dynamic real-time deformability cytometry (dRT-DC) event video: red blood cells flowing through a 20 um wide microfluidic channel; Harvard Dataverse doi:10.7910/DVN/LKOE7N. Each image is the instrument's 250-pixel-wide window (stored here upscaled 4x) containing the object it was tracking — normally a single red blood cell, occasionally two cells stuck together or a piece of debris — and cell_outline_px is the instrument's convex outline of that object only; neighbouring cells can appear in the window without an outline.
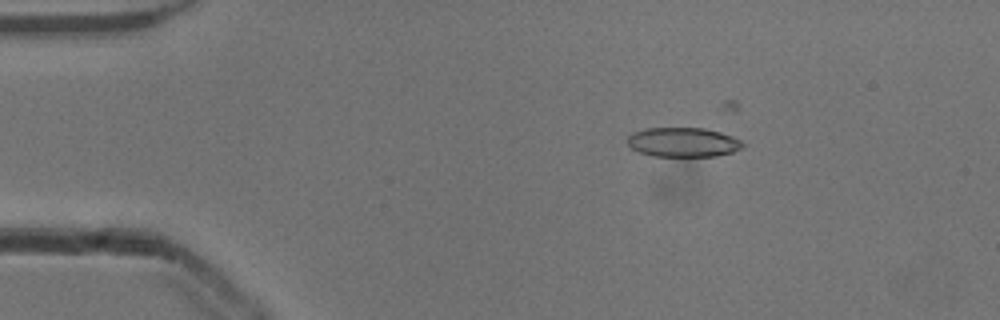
{"species": "common noctule bat (a hibernating species)", "species_latin": "Nyctalus noctula", "temperature_condition": "cold", "stored_images_in_passage": 21, "camera_frame_rate_fps": 3000, "um_per_image_px": 0.085, "animal": {"sex": "male", "body_mass_g": 13.3}, "frame": {"image": 1, "passage_image": 11, "time_ms": 3.333, "image_size_px": [1000, 320], "cell_outline_px": [[744, 148], [732, 152], [716, 156], [652, 156], [640, 152], [632, 148], [628, 144], [628, 136], [632, 132], [644, 128], [704, 128], [720, 132], [732, 136], [740, 140], [744, 144]], "centroid_in_image_um": [58.07, 12.09], "position_along_channel_um": 26.9, "area_um2": 19.83}}
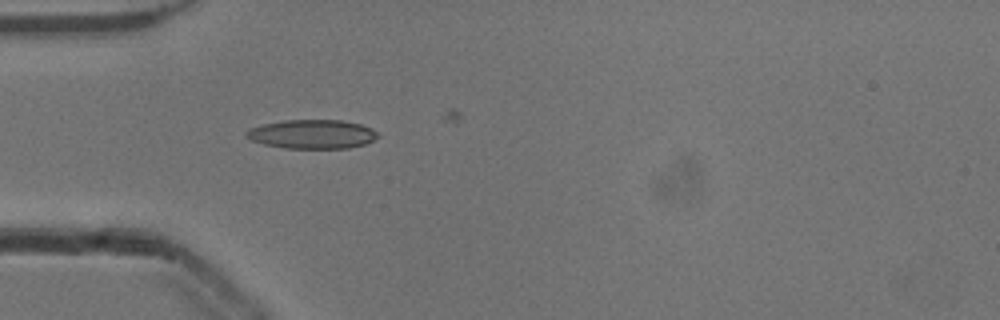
{"frame": {"image": 2, "passage_image": 18, "time_ms": 5.667, "image_size_px": [1000, 320], "cell_outline_px": [[380, 136], [364, 144], [348, 148], [284, 148], [264, 144], [252, 140], [244, 136], [244, 132], [252, 128], [264, 124], [284, 120], [340, 120], [360, 124], [372, 128]], "centroid_in_image_um": [26.53, 11.4], "position_along_channel_um": 58.5, "area_um2": 22.08}}